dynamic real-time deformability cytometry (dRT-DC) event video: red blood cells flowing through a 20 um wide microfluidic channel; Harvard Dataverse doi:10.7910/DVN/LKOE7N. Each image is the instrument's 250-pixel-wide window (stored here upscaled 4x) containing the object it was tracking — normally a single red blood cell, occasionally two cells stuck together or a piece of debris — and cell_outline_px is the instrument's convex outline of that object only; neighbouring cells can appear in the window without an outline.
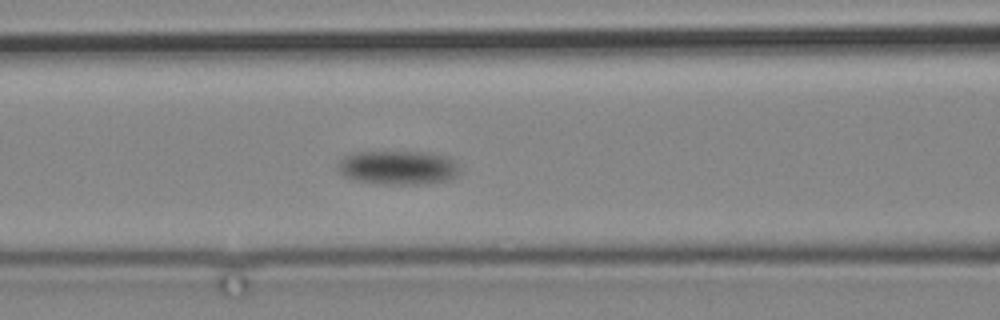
{"species": "common noctule bat (a hibernating species)", "species_latin": "Nyctalus noctula", "temperature_condition": "cold", "stored_images_in_passage": 5, "camera_frame_rate_fps": 3000, "um_per_image_px": 0.085, "animal": {"sex": "male", "body_mass_g": 19.2, "forearm_length_mm": 51.8}, "frame": {"image": 1, "passage_image": 5, "time_ms": 5.0, "image_size_px": [1000, 320], "cell_outline_px": [[460, 172], [448, 180], [416, 184], [388, 184], [360, 180], [344, 176], [340, 172], [340, 160], [344, 156], [356, 152], [428, 152], [448, 156], [456, 164]], "centroid_in_image_um": [33.87, 14.23], "position_along_channel_um": 132.7, "area_um2": 23.64}}